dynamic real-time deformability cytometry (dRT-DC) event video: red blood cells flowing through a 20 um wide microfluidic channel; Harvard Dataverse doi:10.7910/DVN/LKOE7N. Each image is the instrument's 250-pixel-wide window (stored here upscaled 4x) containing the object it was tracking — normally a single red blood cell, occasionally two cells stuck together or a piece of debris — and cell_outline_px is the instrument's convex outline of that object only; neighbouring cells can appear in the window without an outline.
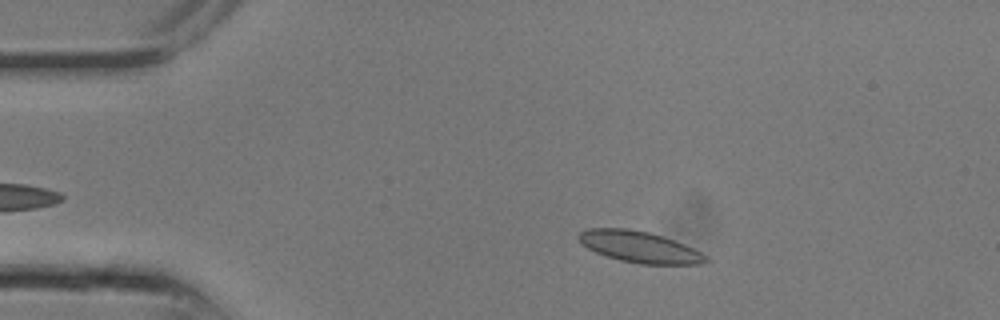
{"species": "common noctule bat (a hibernating species)", "species_latin": "Nyctalus noctula", "temperature_condition": "room temperature", "stored_images_in_passage": 9, "camera_frame_rate_fps": 3000, "um_per_image_px": 0.085, "animal": {"sex": "male", "body_mass_g": 13.3}, "frame": {"image": 1, "passage_image": 3, "time_ms": 0.667, "image_size_px": [1000, 320], "cell_outline_px": [[712, 260], [700, 264], [640, 264], [620, 260], [596, 252], [588, 248], [576, 236], [580, 232], [588, 228], [628, 228], [648, 232], [664, 236], [684, 244], [708, 256]], "centroid_in_image_um": [54.39, 20.98], "position_along_channel_um": 30.6, "area_um2": 23.12}}
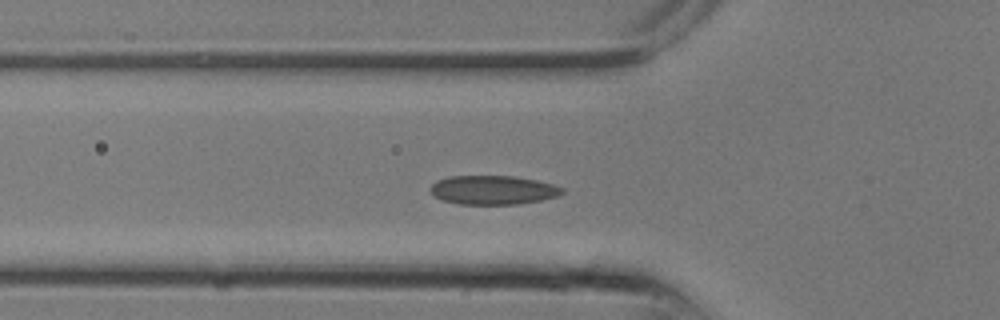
{"frame": {"image": 2, "passage_image": 7, "time_ms": 2.0, "image_size_px": [1000, 320], "cell_outline_px": [[564, 192], [560, 196], [520, 204], [460, 204], [444, 200], [432, 196], [432, 184], [436, 180], [448, 176], [512, 176], [536, 180], [552, 184], [564, 188]], "centroid_in_image_um": [41.92, 16.15], "position_along_channel_um": 83.9, "area_um2": 22.25}}
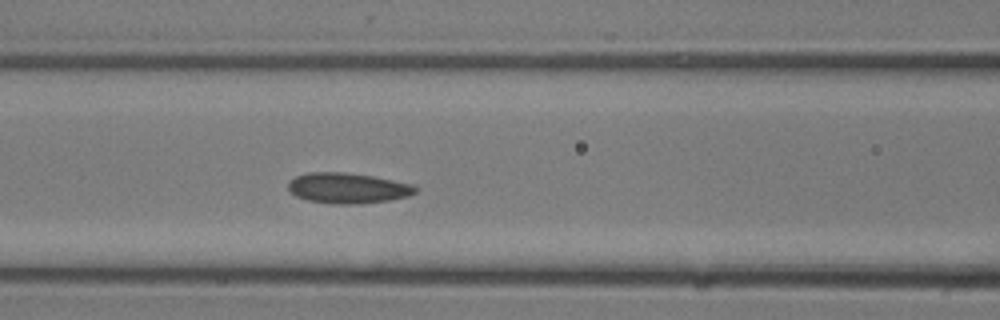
{"frame": {"image": 3, "passage_image": 9, "time_ms": 2.667, "image_size_px": [1000, 320], "cell_outline_px": [[416, 192], [408, 196], [388, 200], [360, 204], [332, 204], [308, 200], [296, 196], [288, 188], [288, 184], [296, 176], [308, 172], [344, 172], [372, 176], [412, 184], [416, 188]], "centroid_in_image_um": [29.55, 15.99], "position_along_channel_um": 137.1, "area_um2": 22.43}}